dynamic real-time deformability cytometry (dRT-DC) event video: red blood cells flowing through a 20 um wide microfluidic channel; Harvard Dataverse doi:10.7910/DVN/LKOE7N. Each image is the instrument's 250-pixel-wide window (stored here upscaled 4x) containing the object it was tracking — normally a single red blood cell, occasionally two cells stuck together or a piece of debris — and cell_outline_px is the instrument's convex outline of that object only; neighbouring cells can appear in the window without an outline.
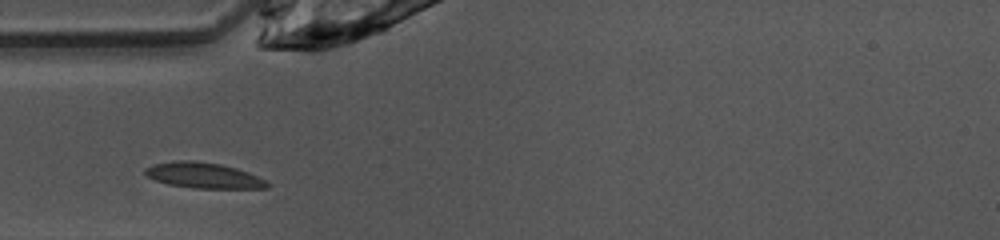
{"species": "common noctule bat (a hibernating species)", "species_latin": "Nyctalus noctula", "temperature_condition": "warm", "stored_images_in_passage": 25, "camera_frame_rate_fps": 3000, "um_per_image_px": 0.085, "animal": {"sex": "female", "body_mass_g": 10.0, "forearm_length_mm": 53.1}, "frame": {"image": 1, "passage_image": 1, "time_ms": 0.0, "image_size_px": [1000, 240], "cell_outline_px": [[268, 188], [196, 188], [168, 184], [156, 180], [148, 176], [144, 172], [144, 168], [152, 164], [176, 160], [192, 160], [220, 164], [236, 168], [248, 172], [264, 180], [268, 184]], "centroid_in_image_um": [17.25, 14.9], "position_along_channel_um": 67.7, "area_um2": 18.03}}
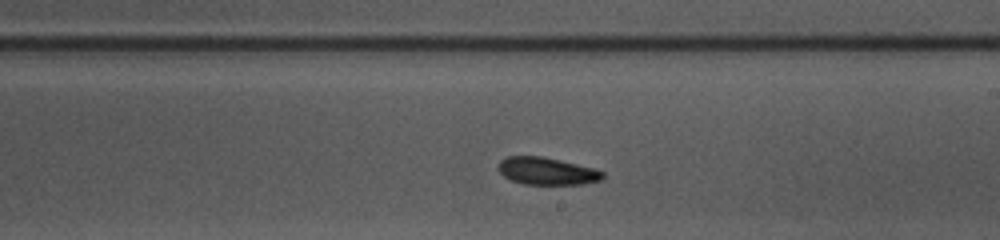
{"frame": {"image": 2, "passage_image": 14, "time_ms": 4.333, "image_size_px": [1000, 240], "cell_outline_px": [[604, 176], [600, 180], [584, 184], [524, 184], [512, 180], [504, 176], [496, 168], [496, 164], [504, 156], [540, 156], [560, 160], [596, 168], [604, 172]], "centroid_in_image_um": [46.46, 14.53], "position_along_channel_um": 242.5, "area_um2": 16.82}}
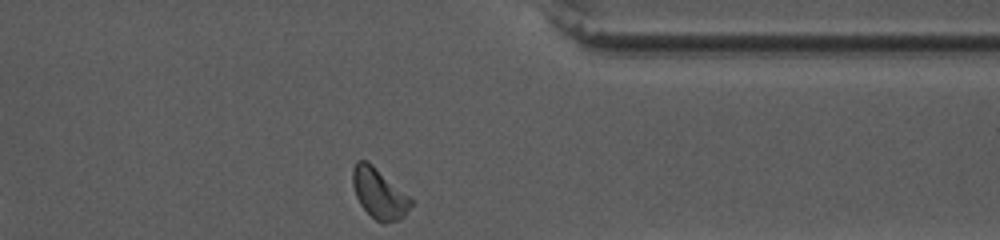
{"frame": {"image": 3, "passage_image": 25, "time_ms": 8.0, "image_size_px": [1000, 240], "cell_outline_px": [[412, 204], [404, 216], [396, 220], [384, 224], [376, 220], [360, 204], [356, 196], [352, 184], [352, 168], [356, 160], [368, 160], [412, 196]], "centroid_in_image_um": [32.24, 16.4], "position_along_channel_um": 379.2, "area_um2": 17.4}}